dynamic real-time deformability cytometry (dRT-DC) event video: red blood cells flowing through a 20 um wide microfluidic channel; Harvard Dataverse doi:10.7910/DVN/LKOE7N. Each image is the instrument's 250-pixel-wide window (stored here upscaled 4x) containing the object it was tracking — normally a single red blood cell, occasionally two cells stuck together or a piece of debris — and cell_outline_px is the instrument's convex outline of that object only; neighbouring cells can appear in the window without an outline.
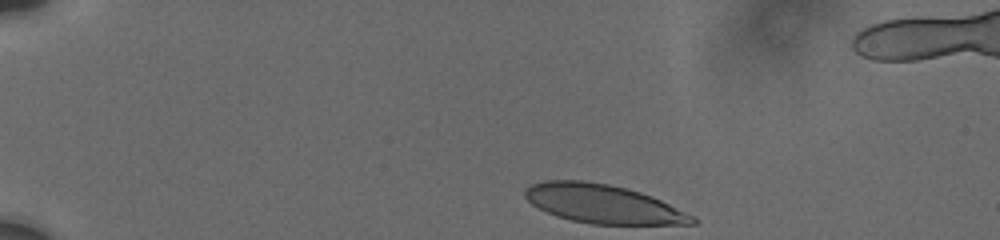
{"species": "human", "species_latin": "Homo sapiens", "temperature_condition": "cold", "stored_images_in_passage": 19, "camera_frame_rate_fps": 3000, "um_per_image_px": 0.085, "donor": {"sex": "male"}, "frame": {"image": 1, "passage_image": 1, "time_ms": 0.0, "image_size_px": [1000, 240], "cell_outline_px": [[700, 220], [696, 224], [592, 224], [572, 220], [556, 216], [532, 204], [524, 196], [524, 188], [532, 184], [544, 180], [584, 180], [608, 184], [628, 188], [652, 196], [696, 216]], "centroid_in_image_um": [51.29, 17.33], "position_along_channel_um": 33.7, "area_um2": 37.92}}